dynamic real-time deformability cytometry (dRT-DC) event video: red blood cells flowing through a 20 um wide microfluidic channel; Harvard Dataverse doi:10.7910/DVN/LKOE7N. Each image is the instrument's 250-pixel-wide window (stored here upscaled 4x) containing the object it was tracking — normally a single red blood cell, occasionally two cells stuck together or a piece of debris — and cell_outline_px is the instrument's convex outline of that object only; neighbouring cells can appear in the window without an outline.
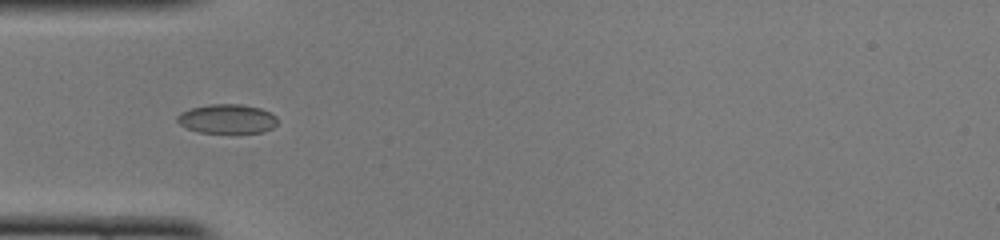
{"species": "common noctule bat (a hibernating species)", "species_latin": "Nyctalus noctula", "temperature_condition": "cold", "stored_images_in_passage": 33, "camera_frame_rate_fps": 3000, "um_per_image_px": 0.085, "animal": {"sex": "female", "body_mass_g": 22.0, "forearm_length_mm": 56.7}, "frame": {"image": 1, "passage_image": 4, "time_ms": 1.0, "image_size_px": [1000, 240], "cell_outline_px": [[276, 124], [272, 128], [264, 132], [200, 132], [188, 128], [180, 124], [176, 120], [176, 116], [180, 112], [192, 108], [212, 104], [240, 104], [260, 108], [276, 116]], "centroid_in_image_um": [19.29, 10.09], "position_along_channel_um": 65.7, "area_um2": 16.82}}
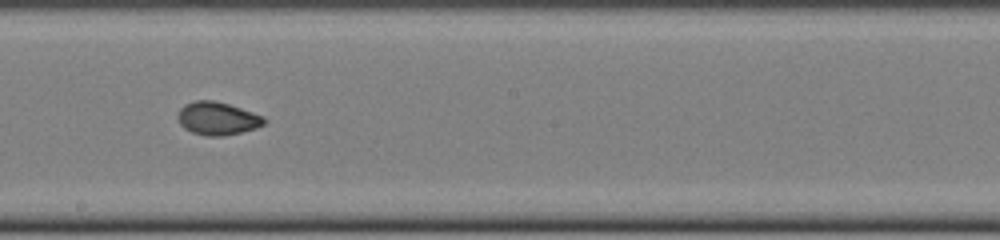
{"frame": {"image": 2, "passage_image": 16, "time_ms": 5.0, "image_size_px": [1000, 240], "cell_outline_px": [[268, 120], [264, 124], [256, 128], [224, 136], [208, 136], [192, 132], [184, 128], [180, 124], [180, 108], [184, 104], [196, 100], [212, 100], [228, 104], [264, 116]], "centroid_in_image_um": [18.52, 10.07], "position_along_channel_um": 229.7, "area_um2": 16.42}}
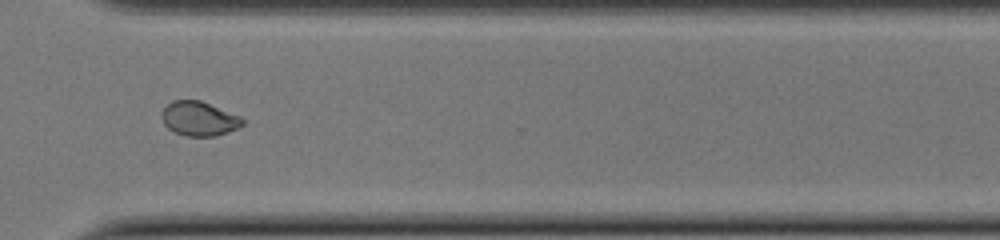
{"frame": {"image": 3, "passage_image": 25, "time_ms": 8.0, "image_size_px": [1000, 240], "cell_outline_px": [[244, 124], [236, 128], [216, 136], [188, 136], [176, 132], [168, 128], [164, 124], [160, 116], [160, 112], [172, 100], [200, 100], [240, 116], [244, 120]], "centroid_in_image_um": [16.89, 10.08], "position_along_channel_um": 353.7, "area_um2": 16.07}, "authors_computed_cell_mechanics": {"area_um2": 16.1262, "velocity_mm_per_s": 4.1081, "shape_relaxation_time_tau1_ms": 8.0579, "shape_relaxation_time_tau2_ms": null, "deformation_change_tau1": 0.1919, "deformation_change_tau2": null}}